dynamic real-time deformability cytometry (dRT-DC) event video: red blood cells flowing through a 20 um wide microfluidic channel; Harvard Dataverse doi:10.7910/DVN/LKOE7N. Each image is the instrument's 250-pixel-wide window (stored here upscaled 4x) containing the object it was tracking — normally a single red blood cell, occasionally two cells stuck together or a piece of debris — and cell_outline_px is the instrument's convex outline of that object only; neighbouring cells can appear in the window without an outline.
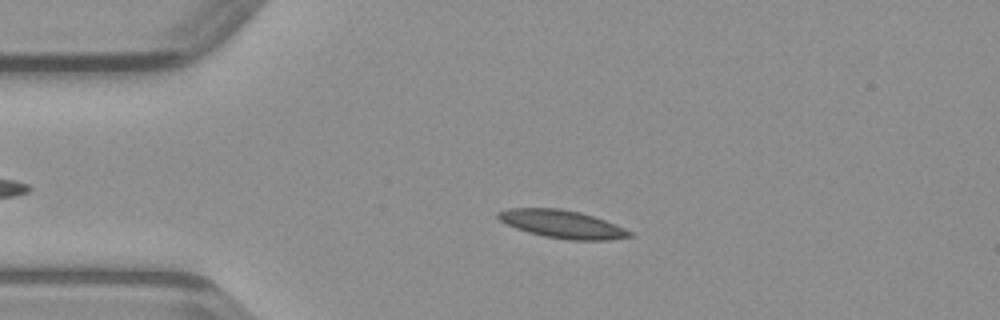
{"species": "common noctule bat (a hibernating species)", "species_latin": "Nyctalus noctula", "temperature_condition": "warm", "stored_images_in_passage": 40, "camera_frame_rate_fps": 3000, "um_per_image_px": 0.085, "animal": {"sex": "male", "body_mass_g": 23.1, "forearm_length_mm": 52.7}, "frame": {"image": 1, "passage_image": 11, "time_ms": 3.333, "image_size_px": [1000, 320], "cell_outline_px": [[636, 236], [608, 240], [568, 240], [544, 236], [528, 232], [516, 228], [500, 220], [496, 216], [496, 212], [508, 208], [560, 208], [580, 212], [604, 220], [624, 228], [632, 232]], "centroid_in_image_um": [47.79, 19.05], "position_along_channel_um": 37.2, "area_um2": 21.39}}
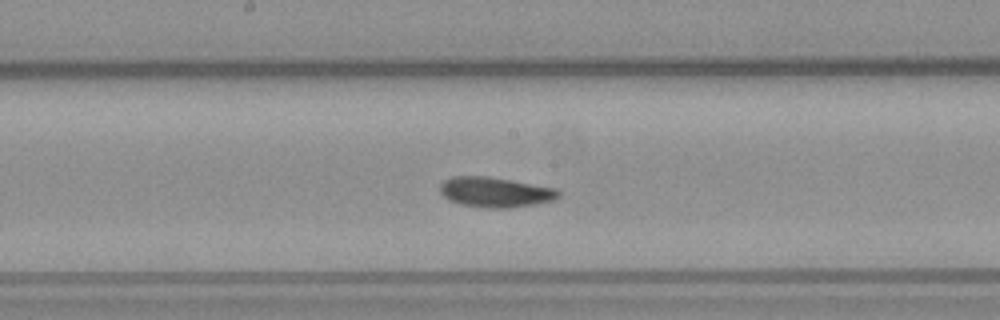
{"frame": {"image": 2, "passage_image": 25, "time_ms": 8.0, "image_size_px": [1000, 320], "cell_outline_px": [[560, 196], [556, 200], [536, 204], [508, 208], [488, 208], [460, 204], [448, 200], [440, 192], [440, 184], [444, 180], [452, 176], [488, 176], [512, 180], [556, 188], [560, 192]], "centroid_in_image_um": [42.11, 16.33], "position_along_channel_um": 206.1, "area_um2": 20.98}}
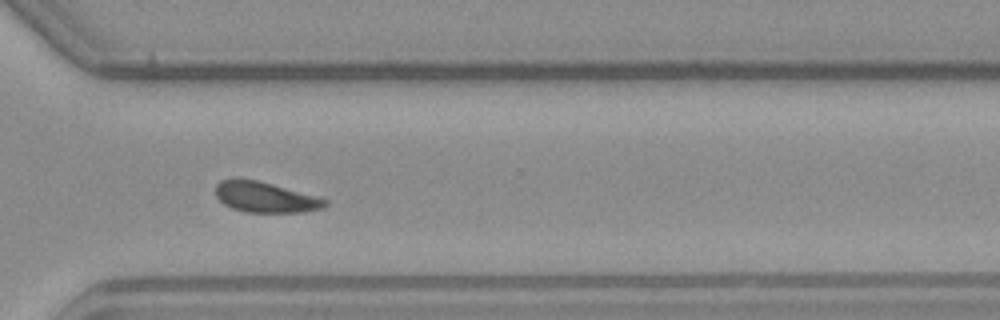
{"frame": {"image": 3, "passage_image": 35, "time_ms": 11.333, "image_size_px": [1000, 320], "cell_outline_px": [[328, 204], [324, 208], [304, 212], [244, 212], [232, 208], [224, 204], [216, 196], [216, 184], [220, 180], [232, 176], [236, 176], [256, 180], [272, 184], [316, 196], [328, 200]], "centroid_in_image_um": [22.51, 16.74], "position_along_channel_um": 348.1, "area_um2": 19.77}}